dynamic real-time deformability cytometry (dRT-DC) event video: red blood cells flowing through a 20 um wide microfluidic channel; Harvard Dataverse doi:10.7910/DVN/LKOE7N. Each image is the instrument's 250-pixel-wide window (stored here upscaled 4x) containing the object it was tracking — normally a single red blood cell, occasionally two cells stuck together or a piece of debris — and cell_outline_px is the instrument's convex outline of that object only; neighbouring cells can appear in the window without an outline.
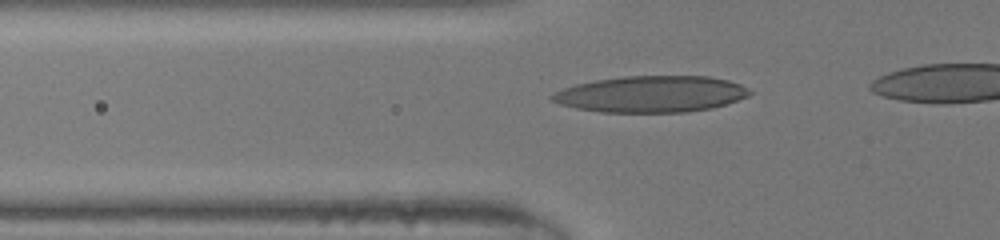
{"species": "human", "species_latin": "Homo sapiens", "temperature_condition": "room temperature", "stored_images_in_passage": 29, "camera_frame_rate_fps": 3000, "um_per_image_px": 0.085, "donor": {"sex": "male"}, "frame": {"image": 1, "passage_image": 4, "time_ms": 1.0, "image_size_px": [1000, 240], "cell_outline_px": [[752, 92], [748, 96], [712, 108], [688, 112], [600, 112], [576, 108], [560, 104], [552, 100], [548, 96], [564, 88], [576, 84], [596, 80], [624, 76], [708, 76], [728, 80], [740, 84], [748, 88]], "centroid_in_image_um": [55.35, 8.0], "position_along_channel_um": 70.5, "area_um2": 41.79}}
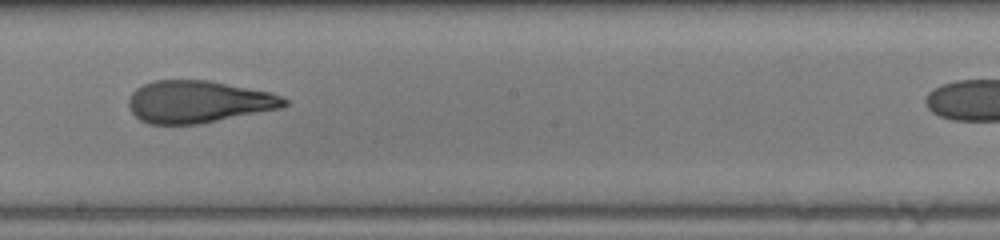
{"frame": {"image": 2, "passage_image": 15, "time_ms": 4.667, "image_size_px": [1000, 240], "cell_outline_px": [[288, 104], [280, 108], [200, 124], [148, 124], [140, 120], [128, 108], [128, 100], [132, 92], [136, 88], [152, 80], [208, 80], [272, 92], [288, 100]], "centroid_in_image_um": [16.84, 8.64], "position_along_channel_um": 231.4, "area_um2": 38.38}}
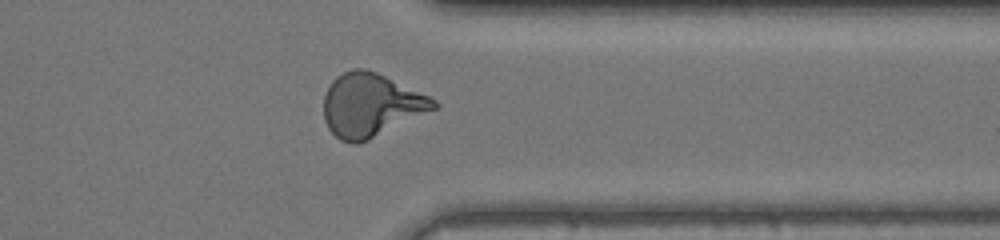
{"frame": {"image": 3, "passage_image": 25, "time_ms": 8.0, "image_size_px": [1000, 240], "cell_outline_px": [[440, 108], [368, 140], [356, 144], [352, 144], [340, 140], [328, 128], [324, 120], [324, 96], [332, 80], [336, 76], [352, 68], [364, 68], [376, 72], [428, 96], [436, 100], [440, 104]], "centroid_in_image_um": [31.53, 8.95], "position_along_channel_um": 379.9, "area_um2": 40.69}}